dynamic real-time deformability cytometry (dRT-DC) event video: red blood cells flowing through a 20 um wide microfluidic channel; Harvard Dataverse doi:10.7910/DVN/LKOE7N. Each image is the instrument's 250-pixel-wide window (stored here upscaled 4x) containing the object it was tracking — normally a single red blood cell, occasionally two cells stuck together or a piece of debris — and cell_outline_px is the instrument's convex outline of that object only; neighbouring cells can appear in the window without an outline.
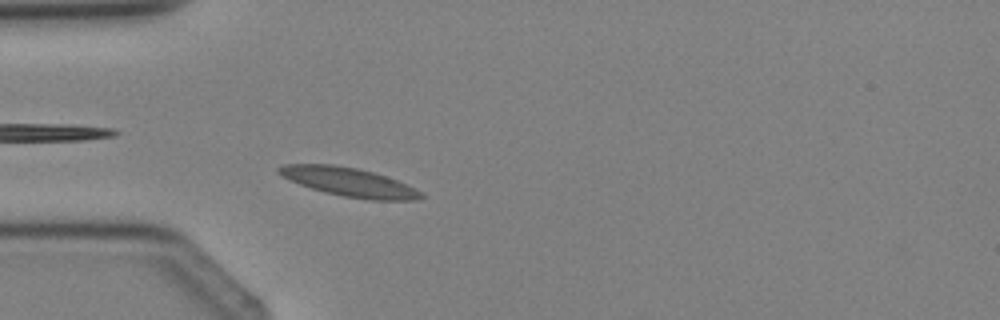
{"species": "Egyptian fruit bat (a non-hibernating species)", "species_latin": "Rousettus aegyptiacus", "temperature_condition": "cold", "stored_images_in_passage": 2, "camera_frame_rate_fps": 3000, "um_per_image_px": 0.085, "animal": {"sex": "female"}, "frame": {"image": 1, "passage_image": 2, "time_ms": 1.333, "image_size_px": [1000, 320], "cell_outline_px": [[424, 196], [416, 200], [368, 200], [344, 196], [324, 192], [300, 184], [276, 172], [276, 168], [280, 164], [332, 164], [356, 168], [372, 172], [396, 180], [424, 192]], "centroid_in_image_um": [29.67, 15.47], "position_along_channel_um": 55.3, "area_um2": 23.64}}